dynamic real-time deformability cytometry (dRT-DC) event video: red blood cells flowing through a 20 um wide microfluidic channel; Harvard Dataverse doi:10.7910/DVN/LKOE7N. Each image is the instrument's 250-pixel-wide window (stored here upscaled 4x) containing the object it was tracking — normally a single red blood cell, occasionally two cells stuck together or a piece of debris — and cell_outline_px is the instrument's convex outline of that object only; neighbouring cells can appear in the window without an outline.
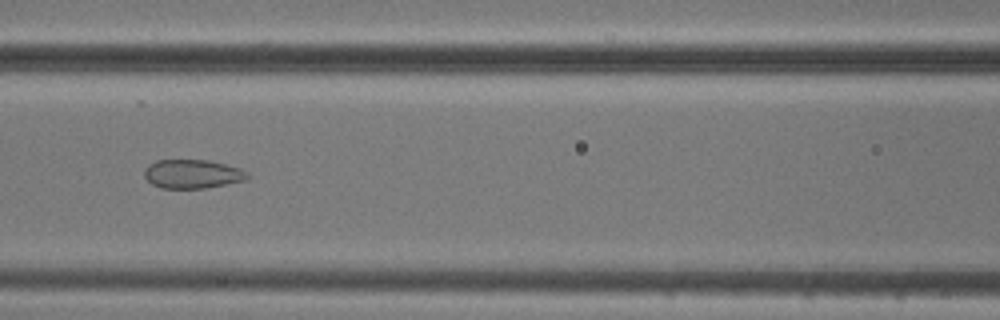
{"species": "common noctule bat (a hibernating species)", "species_latin": "Nyctalus noctula", "temperature_condition": "cold", "stored_images_in_passage": 8, "camera_frame_rate_fps": 3000, "um_per_image_px": 0.085, "animal": {"sex": "male", "body_mass_g": 20.5, "forearm_length_mm": 52.5}, "frame": {"image": 1, "passage_image": 6, "time_ms": 7.0, "image_size_px": [1000, 320], "cell_outline_px": [[248, 180], [204, 188], [160, 188], [152, 184], [144, 176], [144, 168], [148, 164], [156, 160], [208, 160], [240, 168], [248, 172]], "centroid_in_image_um": [16.34, 14.78], "position_along_channel_um": 150.3, "area_um2": 17.4}}
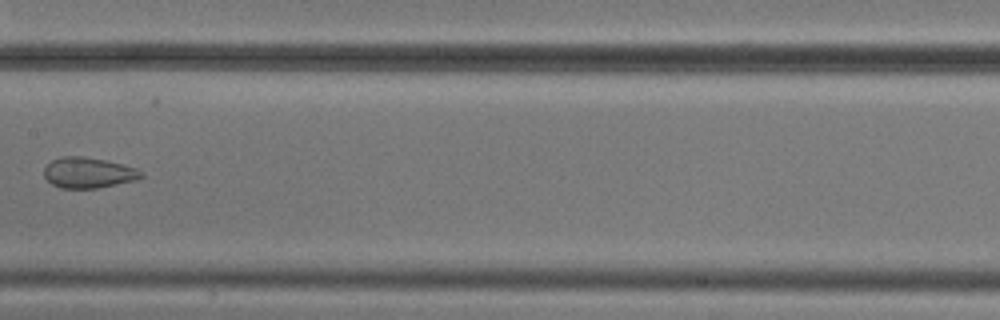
{"frame": {"image": 2, "passage_image": 7, "time_ms": 8.333, "image_size_px": [1000, 320], "cell_outline_px": [[144, 176], [136, 180], [96, 188], [60, 188], [52, 184], [44, 176], [44, 168], [52, 160], [60, 156], [80, 156], [104, 160], [136, 168], [144, 172]], "centroid_in_image_um": [7.5, 14.68], "position_along_channel_um": 199.9, "area_um2": 17.22}}
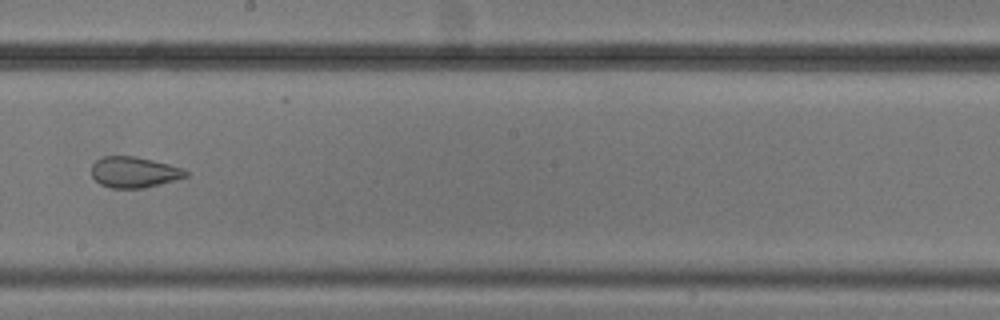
{"frame": {"image": 3, "passage_image": 8, "time_ms": 9.333, "image_size_px": [1000, 320], "cell_outline_px": [[188, 176], [144, 188], [112, 188], [100, 184], [92, 176], [92, 164], [100, 156], [136, 156], [184, 168], [188, 172]], "centroid_in_image_um": [11.38, 14.62], "position_along_channel_um": 236.8, "area_um2": 16.94}}